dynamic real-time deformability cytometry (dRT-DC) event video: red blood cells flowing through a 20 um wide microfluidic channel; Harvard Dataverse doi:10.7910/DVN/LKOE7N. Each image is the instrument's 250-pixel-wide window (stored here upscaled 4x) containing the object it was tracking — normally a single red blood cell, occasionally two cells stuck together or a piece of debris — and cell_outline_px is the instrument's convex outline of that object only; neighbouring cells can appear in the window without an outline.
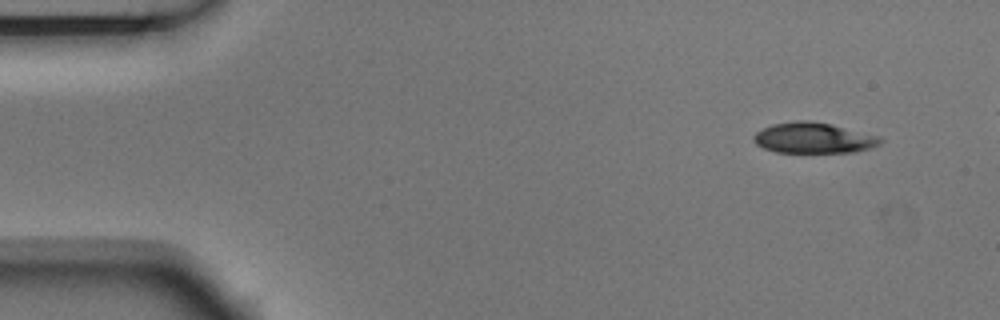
{"species": "Egyptian fruit bat (a non-hibernating species)", "species_latin": "Rousettus aegyptiacus", "temperature_condition": "room temperature", "stored_images_in_passage": 5, "camera_frame_rate_fps": 3000, "um_per_image_px": 0.085, "animal": {"sex": "male"}, "frame": {"image": 1, "passage_image": 1, "time_ms": 0.0, "image_size_px": [1000, 320], "cell_outline_px": [[884, 140], [880, 144], [868, 148], [852, 152], [776, 152], [764, 148], [756, 144], [752, 140], [752, 136], [756, 132], [772, 124], [796, 120], [808, 120], [832, 124], [880, 136]], "centroid_in_image_um": [69.14, 11.71], "position_along_channel_um": 15.9, "area_um2": 22.66}}